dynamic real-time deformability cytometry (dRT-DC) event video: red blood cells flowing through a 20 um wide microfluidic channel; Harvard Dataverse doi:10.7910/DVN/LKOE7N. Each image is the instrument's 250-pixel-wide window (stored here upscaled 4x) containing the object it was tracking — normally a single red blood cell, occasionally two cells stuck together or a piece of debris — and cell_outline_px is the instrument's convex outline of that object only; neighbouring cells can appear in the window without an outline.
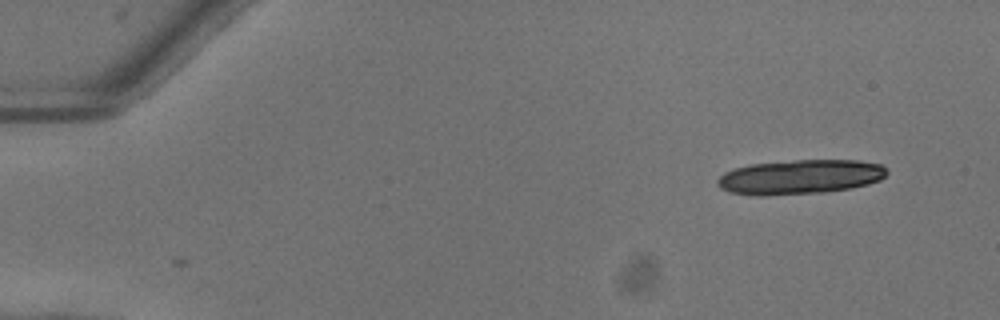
{"species": "common noctule bat (a hibernating species)", "species_latin": "Nyctalus noctula", "temperature_condition": "warm", "stored_images_in_passage": 2, "camera_frame_rate_fps": 3000, "um_per_image_px": 0.085, "animal": {"sex": "female"}, "frame": {"image": 1, "passage_image": 1, "time_ms": 0.0, "image_size_px": [1000, 320], "cell_outline_px": [[888, 172], [880, 180], [868, 184], [848, 188], [824, 192], [764, 196], [760, 196], [728, 192], [720, 188], [716, 184], [716, 180], [724, 172], [736, 168], [752, 164], [796, 160], [856, 160], [880, 164]], "centroid_in_image_um": [67.96, 15.04], "position_along_channel_um": 17.0, "area_um2": 33.99}}